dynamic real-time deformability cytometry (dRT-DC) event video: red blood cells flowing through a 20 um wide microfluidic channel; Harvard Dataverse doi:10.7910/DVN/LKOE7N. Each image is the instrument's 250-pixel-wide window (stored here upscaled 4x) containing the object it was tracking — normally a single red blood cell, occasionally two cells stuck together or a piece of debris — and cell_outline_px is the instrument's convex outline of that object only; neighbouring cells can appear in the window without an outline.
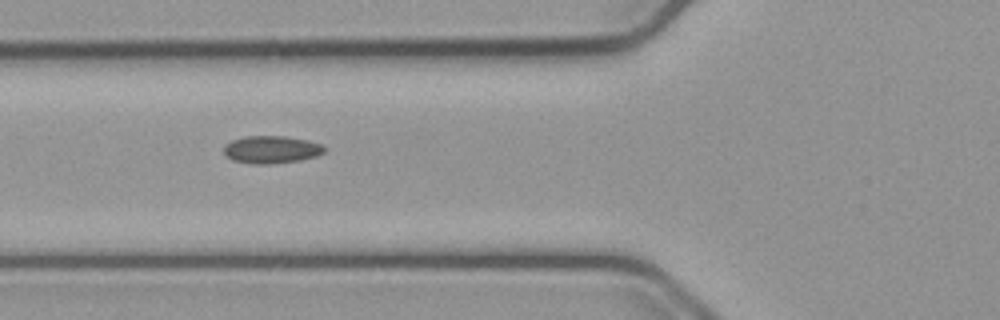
{"species": "common noctule bat (a hibernating species)", "species_latin": "Nyctalus noctula", "temperature_condition": "cold", "stored_images_in_passage": 37, "camera_frame_rate_fps": 3000, "um_per_image_px": 0.085, "animal": {"sex": "male", "body_mass_g": 23.1, "forearm_length_mm": 52.7}, "frame": {"image": 1, "passage_image": 3, "time_ms": 0.667, "image_size_px": [1000, 320], "cell_outline_px": [[328, 148], [324, 152], [316, 156], [300, 160], [268, 164], [252, 164], [232, 160], [224, 152], [224, 144], [232, 140], [244, 136], [284, 136], [308, 140], [320, 144]], "centroid_in_image_um": [23.07, 12.71], "position_along_channel_um": 102.7, "area_um2": 16.18}}
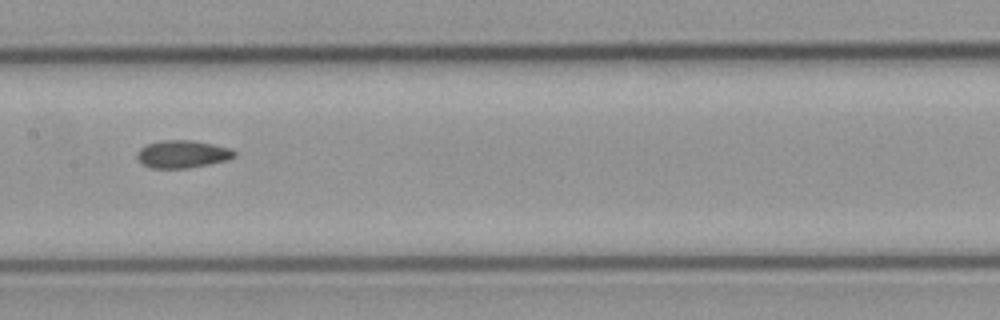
{"frame": {"image": 2, "passage_image": 10, "time_ms": 3.0, "image_size_px": [1000, 320], "cell_outline_px": [[236, 156], [228, 160], [188, 168], [148, 168], [136, 156], [136, 152], [140, 148], [148, 144], [160, 140], [192, 140], [232, 148], [236, 152]], "centroid_in_image_um": [15.52, 13.09], "position_along_channel_um": 191.9, "area_um2": 15.72}}
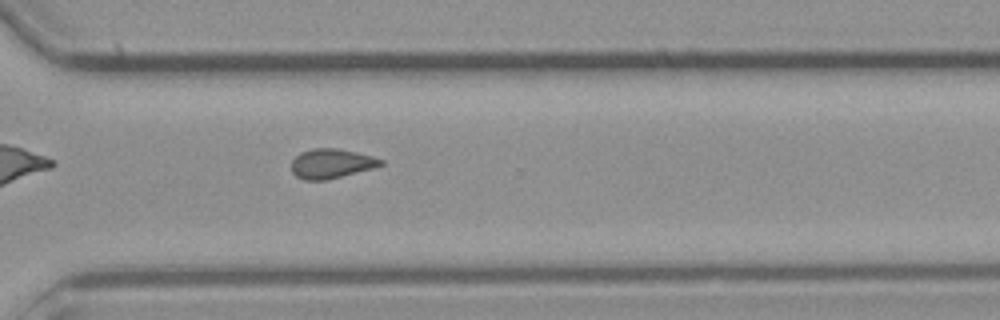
{"frame": {"image": 3, "passage_image": 22, "time_ms": 7.0, "image_size_px": [1000, 320], "cell_outline_px": [[384, 164], [376, 168], [328, 180], [304, 180], [296, 176], [292, 172], [292, 160], [300, 152], [312, 148], [336, 148], [356, 152], [372, 156], [384, 160]], "centroid_in_image_um": [28.19, 13.91], "position_along_channel_um": 342.4, "area_um2": 15.61}}